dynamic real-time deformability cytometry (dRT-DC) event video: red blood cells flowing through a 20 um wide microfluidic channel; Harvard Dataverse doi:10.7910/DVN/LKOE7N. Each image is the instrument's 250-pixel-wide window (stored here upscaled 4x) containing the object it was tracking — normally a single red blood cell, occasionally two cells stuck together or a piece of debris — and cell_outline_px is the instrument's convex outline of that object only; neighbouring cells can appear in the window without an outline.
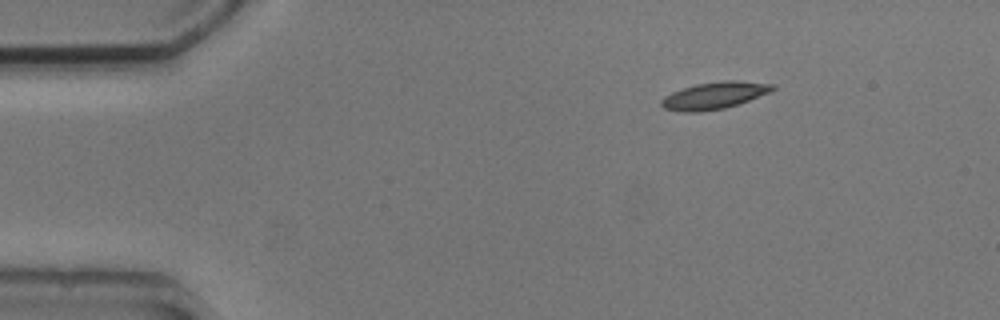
{"species": "common noctule bat (a hibernating species)", "species_latin": "Nyctalus noctula", "temperature_condition": "cold", "stored_images_in_passage": 3, "camera_frame_rate_fps": 3000, "um_per_image_px": 0.085, "animal": {"sex": "male", "body_mass_g": 20.5, "forearm_length_mm": 52.5}, "frame": {"image": 1, "passage_image": 1, "time_ms": 0.0, "image_size_px": [1000, 320], "cell_outline_px": [[776, 88], [772, 92], [724, 108], [700, 112], [684, 112], [664, 108], [660, 104], [660, 100], [664, 96], [672, 92], [696, 84], [720, 80], [740, 80], [776, 84]], "centroid_in_image_um": [60.75, 8.1], "position_along_channel_um": 24.2, "area_um2": 17.63}}